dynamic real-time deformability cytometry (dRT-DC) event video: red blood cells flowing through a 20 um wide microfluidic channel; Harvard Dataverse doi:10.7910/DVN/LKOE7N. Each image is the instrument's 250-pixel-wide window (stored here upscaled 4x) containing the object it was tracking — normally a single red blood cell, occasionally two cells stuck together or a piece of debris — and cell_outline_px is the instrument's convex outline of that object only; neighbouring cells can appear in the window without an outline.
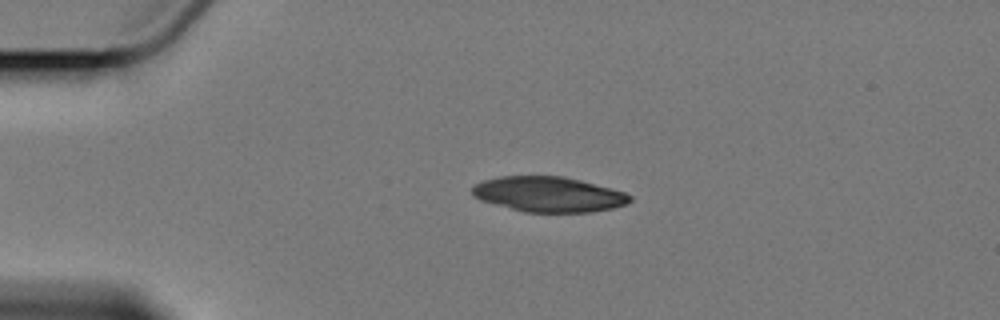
{"species": "Egyptian fruit bat (a non-hibernating species)", "species_latin": "Rousettus aegyptiacus", "temperature_condition": "cold", "stored_images_in_passage": 2, "camera_frame_rate_fps": 3000, "um_per_image_px": 0.085, "animal": {"sex": "female"}, "frame": {"image": 1, "passage_image": 1, "time_ms": 0.0, "image_size_px": [1000, 320], "cell_outline_px": [[632, 200], [624, 204], [612, 208], [588, 212], [524, 212], [480, 200], [472, 196], [472, 188], [476, 184], [484, 180], [500, 176], [564, 176], [612, 188], [624, 192], [632, 196]], "centroid_in_image_um": [46.62, 16.51], "position_along_channel_um": 38.4, "area_um2": 32.25}}